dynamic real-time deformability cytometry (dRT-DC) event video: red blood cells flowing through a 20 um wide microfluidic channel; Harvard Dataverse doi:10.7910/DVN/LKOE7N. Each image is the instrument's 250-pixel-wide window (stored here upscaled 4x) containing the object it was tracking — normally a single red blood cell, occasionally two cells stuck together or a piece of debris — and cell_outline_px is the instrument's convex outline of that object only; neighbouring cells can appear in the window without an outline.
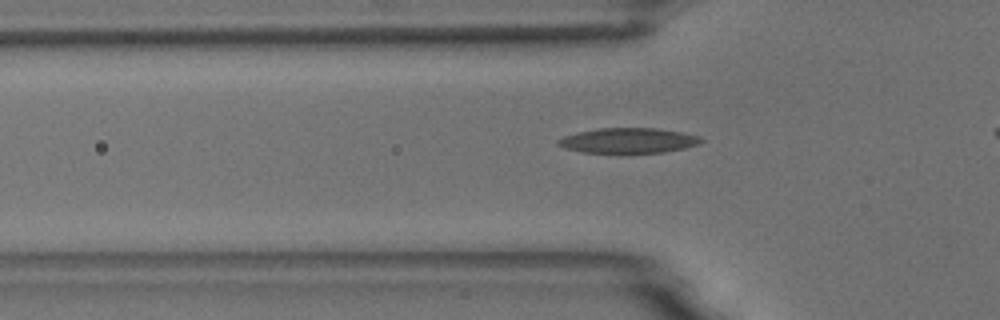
{"species": "common noctule bat (a hibernating species)", "species_latin": "Nyctalus noctula", "temperature_condition": "room temperature", "stored_images_in_passage": 30, "camera_frame_rate_fps": 3000, "um_per_image_px": 0.085, "animal": {"sex": "male", "body_mass_g": 18.8}, "frame": {"image": 1, "passage_image": 3, "time_ms": 0.667, "image_size_px": [1000, 320], "cell_outline_px": [[704, 140], [700, 144], [684, 148], [664, 152], [584, 152], [564, 148], [556, 144], [556, 140], [564, 136], [580, 132], [600, 128], [656, 128], [680, 132], [700, 136]], "centroid_in_image_um": [53.42, 11.94], "position_along_channel_um": 72.4, "area_um2": 20.69}}
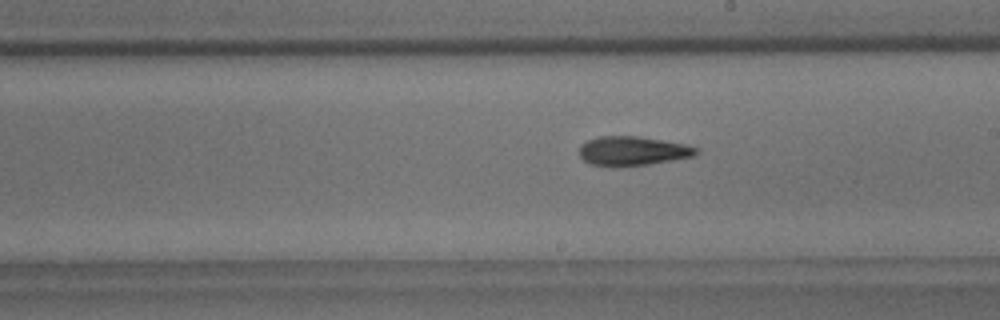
{"frame": {"image": 2, "passage_image": 16, "time_ms": 5.0, "image_size_px": [1000, 320], "cell_outline_px": [[700, 152], [692, 156], [648, 164], [592, 164], [584, 160], [580, 156], [580, 144], [588, 140], [600, 136], [636, 136], [684, 144], [700, 148]], "centroid_in_image_um": [53.8, 12.79], "position_along_channel_um": 235.2, "area_um2": 19.07}}
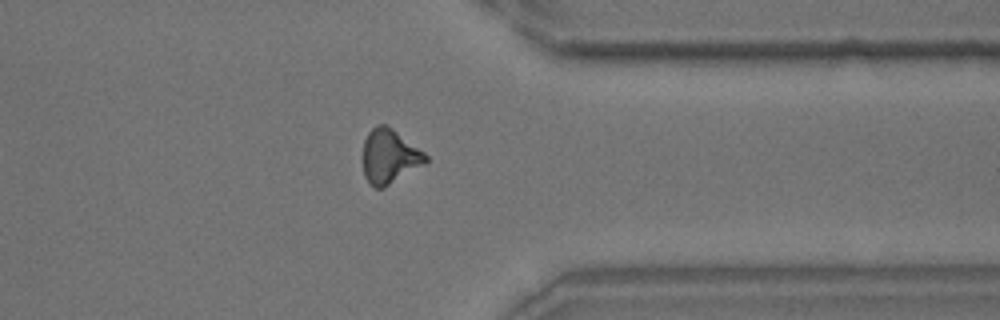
{"frame": {"image": 3, "passage_image": 28, "time_ms": 9.0, "image_size_px": [1000, 320], "cell_outline_px": [[428, 160], [424, 164], [384, 188], [376, 188], [364, 176], [360, 156], [364, 140], [368, 132], [376, 124], [384, 124], [392, 128], [424, 152], [428, 156]], "centroid_in_image_um": [33.05, 13.28], "position_along_channel_um": 378.3, "area_um2": 20.11}}